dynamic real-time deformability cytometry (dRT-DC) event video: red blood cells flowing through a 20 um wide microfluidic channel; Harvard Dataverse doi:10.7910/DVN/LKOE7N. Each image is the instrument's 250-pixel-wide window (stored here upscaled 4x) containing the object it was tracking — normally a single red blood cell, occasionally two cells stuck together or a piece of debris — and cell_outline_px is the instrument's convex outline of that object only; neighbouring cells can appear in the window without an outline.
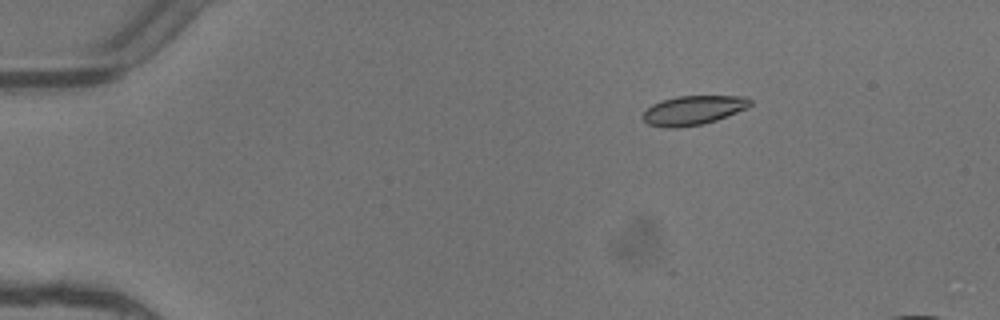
{"species": "common noctule bat (a hibernating species)", "species_latin": "Nyctalus noctula", "temperature_condition": "warm", "stored_images_in_passage": 4, "segment_of_instrument_passage": [1, 2], "camera_frame_rate_fps": 3000, "um_per_image_px": 0.085, "animal": {"sex": "female"}, "frame": {"image": 1, "passage_image": 1, "time_ms": 0.0, "image_size_px": [1000, 320], "cell_outline_px": [[752, 104], [748, 108], [716, 120], [704, 124], [676, 128], [664, 128], [648, 124], [640, 116], [652, 104], [660, 100], [676, 96], [744, 96], [752, 100]], "centroid_in_image_um": [58.91, 9.37], "position_along_channel_um": 26.1, "area_um2": 18.5}}